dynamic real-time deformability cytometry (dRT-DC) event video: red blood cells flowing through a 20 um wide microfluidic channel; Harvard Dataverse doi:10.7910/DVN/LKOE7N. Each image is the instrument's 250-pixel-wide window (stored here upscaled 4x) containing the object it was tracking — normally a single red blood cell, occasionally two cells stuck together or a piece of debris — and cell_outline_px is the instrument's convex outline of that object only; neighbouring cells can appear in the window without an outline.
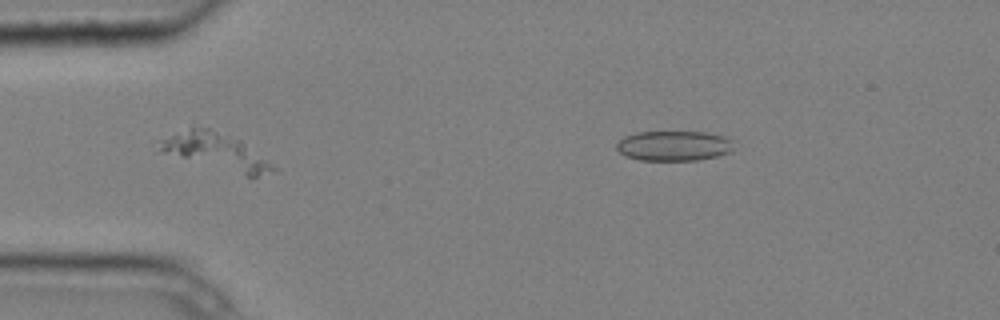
{"species": "common noctule bat (a hibernating species)", "species_latin": "Nyctalus noctula", "temperature_condition": "cold", "stored_images_in_passage": 5, "camera_frame_rate_fps": 3000, "um_per_image_px": 0.085, "animal": {"sex": "male", "body_mass_g": 20.4}, "frame": {"image": 1, "passage_image": 5, "time_ms": 1.333, "image_size_px": [1000, 320], "cell_outline_px": [[732, 152], [716, 156], [696, 160], [640, 160], [624, 156], [616, 148], [616, 144], [624, 136], [636, 132], [704, 132], [724, 136], [732, 140]], "centroid_in_image_um": [57.26, 12.39], "position_along_channel_um": 27.7, "area_um2": 20.52}}